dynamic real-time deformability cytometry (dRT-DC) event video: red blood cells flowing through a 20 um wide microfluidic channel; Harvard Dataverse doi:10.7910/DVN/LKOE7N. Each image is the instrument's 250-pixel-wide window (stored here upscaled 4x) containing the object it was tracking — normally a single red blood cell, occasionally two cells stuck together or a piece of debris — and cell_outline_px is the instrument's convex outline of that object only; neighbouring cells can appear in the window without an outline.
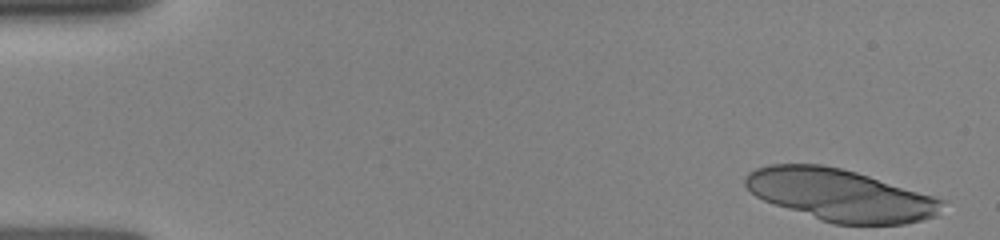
{"species": "human", "species_latin": "Homo sapiens", "temperature_condition": "room temperature", "stored_images_in_passage": 21, "camera_frame_rate_fps": 3000, "um_per_image_px": 0.085, "donor": {"sex": "female"}, "frame": {"image": 1, "passage_image": 1, "time_ms": 0.0, "image_size_px": [1000, 240], "cell_outline_px": [[944, 200], [936, 216], [904, 224], [832, 224], [820, 220], [764, 200], [756, 196], [744, 184], [744, 176], [748, 172], [756, 168], [768, 164], [820, 164], [840, 168], [856, 172], [932, 196]], "centroid_in_image_um": [71.36, 16.57], "position_along_channel_um": 13.6, "area_um2": 58.84}}